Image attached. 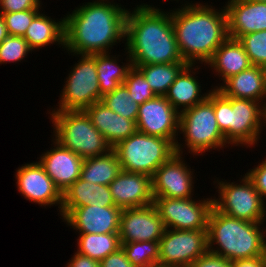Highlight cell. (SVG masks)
I'll return each instance as SVG.
<instances>
[{"mask_svg": "<svg viewBox=\"0 0 266 267\" xmlns=\"http://www.w3.org/2000/svg\"><path fill=\"white\" fill-rule=\"evenodd\" d=\"M127 13L109 0L83 3L64 17V49L73 55L109 53L125 38Z\"/></svg>", "mask_w": 266, "mask_h": 267, "instance_id": "1", "label": "cell"}, {"mask_svg": "<svg viewBox=\"0 0 266 267\" xmlns=\"http://www.w3.org/2000/svg\"><path fill=\"white\" fill-rule=\"evenodd\" d=\"M152 6L141 4L132 13L128 10L124 50L132 65L185 62L178 49L171 11Z\"/></svg>", "mask_w": 266, "mask_h": 267, "instance_id": "2", "label": "cell"}, {"mask_svg": "<svg viewBox=\"0 0 266 267\" xmlns=\"http://www.w3.org/2000/svg\"><path fill=\"white\" fill-rule=\"evenodd\" d=\"M182 5V8L171 10L180 55L187 64L206 65L217 48L229 37L225 7L217 10L212 5L198 2Z\"/></svg>", "mask_w": 266, "mask_h": 267, "instance_id": "3", "label": "cell"}, {"mask_svg": "<svg viewBox=\"0 0 266 267\" xmlns=\"http://www.w3.org/2000/svg\"><path fill=\"white\" fill-rule=\"evenodd\" d=\"M262 224L230 217L212 207L207 225L208 252L229 261L266 255V229L260 228Z\"/></svg>", "mask_w": 266, "mask_h": 267, "instance_id": "4", "label": "cell"}, {"mask_svg": "<svg viewBox=\"0 0 266 267\" xmlns=\"http://www.w3.org/2000/svg\"><path fill=\"white\" fill-rule=\"evenodd\" d=\"M213 87L207 99L214 105L215 117L228 145L254 147L266 126V107L251 99L224 96ZM265 123V124H264Z\"/></svg>", "mask_w": 266, "mask_h": 267, "instance_id": "5", "label": "cell"}, {"mask_svg": "<svg viewBox=\"0 0 266 267\" xmlns=\"http://www.w3.org/2000/svg\"><path fill=\"white\" fill-rule=\"evenodd\" d=\"M54 140L83 159L107 154L112 147L83 110L52 111Z\"/></svg>", "mask_w": 266, "mask_h": 267, "instance_id": "6", "label": "cell"}, {"mask_svg": "<svg viewBox=\"0 0 266 267\" xmlns=\"http://www.w3.org/2000/svg\"><path fill=\"white\" fill-rule=\"evenodd\" d=\"M121 168L127 172L143 173L152 177L155 171L175 152V146L165 138L136 131L112 148Z\"/></svg>", "mask_w": 266, "mask_h": 267, "instance_id": "7", "label": "cell"}, {"mask_svg": "<svg viewBox=\"0 0 266 267\" xmlns=\"http://www.w3.org/2000/svg\"><path fill=\"white\" fill-rule=\"evenodd\" d=\"M179 133L185 138L184 146L195 155L222 149L228 144L218 127L214 105L206 98L202 103L186 109L179 116Z\"/></svg>", "mask_w": 266, "mask_h": 267, "instance_id": "8", "label": "cell"}, {"mask_svg": "<svg viewBox=\"0 0 266 267\" xmlns=\"http://www.w3.org/2000/svg\"><path fill=\"white\" fill-rule=\"evenodd\" d=\"M216 184L219 197H213V207L217 211L253 223H263L266 220V204L246 174L240 184L218 179Z\"/></svg>", "mask_w": 266, "mask_h": 267, "instance_id": "9", "label": "cell"}, {"mask_svg": "<svg viewBox=\"0 0 266 267\" xmlns=\"http://www.w3.org/2000/svg\"><path fill=\"white\" fill-rule=\"evenodd\" d=\"M76 56H80V59L64 82L59 108H54L52 111H84L102 99L96 72V54H76Z\"/></svg>", "mask_w": 266, "mask_h": 267, "instance_id": "10", "label": "cell"}, {"mask_svg": "<svg viewBox=\"0 0 266 267\" xmlns=\"http://www.w3.org/2000/svg\"><path fill=\"white\" fill-rule=\"evenodd\" d=\"M207 252V230L165 229L158 262L165 267H189Z\"/></svg>", "mask_w": 266, "mask_h": 267, "instance_id": "11", "label": "cell"}, {"mask_svg": "<svg viewBox=\"0 0 266 267\" xmlns=\"http://www.w3.org/2000/svg\"><path fill=\"white\" fill-rule=\"evenodd\" d=\"M153 204L166 229L207 230L213 199L154 197Z\"/></svg>", "mask_w": 266, "mask_h": 267, "instance_id": "12", "label": "cell"}, {"mask_svg": "<svg viewBox=\"0 0 266 267\" xmlns=\"http://www.w3.org/2000/svg\"><path fill=\"white\" fill-rule=\"evenodd\" d=\"M179 116L180 113L165 96H156L139 105L137 131L168 139L175 146V152L183 155V145L177 140Z\"/></svg>", "mask_w": 266, "mask_h": 267, "instance_id": "13", "label": "cell"}, {"mask_svg": "<svg viewBox=\"0 0 266 267\" xmlns=\"http://www.w3.org/2000/svg\"><path fill=\"white\" fill-rule=\"evenodd\" d=\"M193 172L183 160L182 154L174 153L152 176L153 196L180 199L192 197Z\"/></svg>", "mask_w": 266, "mask_h": 267, "instance_id": "14", "label": "cell"}, {"mask_svg": "<svg viewBox=\"0 0 266 267\" xmlns=\"http://www.w3.org/2000/svg\"><path fill=\"white\" fill-rule=\"evenodd\" d=\"M15 177L17 189L26 200L45 207L59 205V212H61L63 193L39 162L22 165L16 170Z\"/></svg>", "mask_w": 266, "mask_h": 267, "instance_id": "15", "label": "cell"}, {"mask_svg": "<svg viewBox=\"0 0 266 267\" xmlns=\"http://www.w3.org/2000/svg\"><path fill=\"white\" fill-rule=\"evenodd\" d=\"M165 229L154 204L122 209L119 224L121 243L159 241Z\"/></svg>", "mask_w": 266, "mask_h": 267, "instance_id": "16", "label": "cell"}, {"mask_svg": "<svg viewBox=\"0 0 266 267\" xmlns=\"http://www.w3.org/2000/svg\"><path fill=\"white\" fill-rule=\"evenodd\" d=\"M122 209L85 205L73 208L62 220L79 234L119 233Z\"/></svg>", "mask_w": 266, "mask_h": 267, "instance_id": "17", "label": "cell"}, {"mask_svg": "<svg viewBox=\"0 0 266 267\" xmlns=\"http://www.w3.org/2000/svg\"><path fill=\"white\" fill-rule=\"evenodd\" d=\"M115 206L121 209L144 207L154 202L152 177L122 170L109 185Z\"/></svg>", "mask_w": 266, "mask_h": 267, "instance_id": "18", "label": "cell"}, {"mask_svg": "<svg viewBox=\"0 0 266 267\" xmlns=\"http://www.w3.org/2000/svg\"><path fill=\"white\" fill-rule=\"evenodd\" d=\"M53 149L47 150L40 156L39 163L47 175L63 193L81 176L84 159L75 152L63 147L56 140Z\"/></svg>", "mask_w": 266, "mask_h": 267, "instance_id": "19", "label": "cell"}, {"mask_svg": "<svg viewBox=\"0 0 266 267\" xmlns=\"http://www.w3.org/2000/svg\"><path fill=\"white\" fill-rule=\"evenodd\" d=\"M225 11L230 38L239 40L243 35L266 30V3L228 0Z\"/></svg>", "mask_w": 266, "mask_h": 267, "instance_id": "20", "label": "cell"}, {"mask_svg": "<svg viewBox=\"0 0 266 267\" xmlns=\"http://www.w3.org/2000/svg\"><path fill=\"white\" fill-rule=\"evenodd\" d=\"M84 111L112 148L137 131L135 120L118 115L101 101L88 106Z\"/></svg>", "mask_w": 266, "mask_h": 267, "instance_id": "21", "label": "cell"}, {"mask_svg": "<svg viewBox=\"0 0 266 267\" xmlns=\"http://www.w3.org/2000/svg\"><path fill=\"white\" fill-rule=\"evenodd\" d=\"M215 86L224 96L251 99L264 103L266 107V68L252 65Z\"/></svg>", "mask_w": 266, "mask_h": 267, "instance_id": "22", "label": "cell"}, {"mask_svg": "<svg viewBox=\"0 0 266 267\" xmlns=\"http://www.w3.org/2000/svg\"><path fill=\"white\" fill-rule=\"evenodd\" d=\"M94 205L101 207L115 206L109 186L93 184L79 178L63 192L60 215L63 219L73 208Z\"/></svg>", "mask_w": 266, "mask_h": 267, "instance_id": "23", "label": "cell"}, {"mask_svg": "<svg viewBox=\"0 0 266 267\" xmlns=\"http://www.w3.org/2000/svg\"><path fill=\"white\" fill-rule=\"evenodd\" d=\"M223 82L229 77L249 69L252 64L238 39L228 37L206 63Z\"/></svg>", "mask_w": 266, "mask_h": 267, "instance_id": "24", "label": "cell"}, {"mask_svg": "<svg viewBox=\"0 0 266 267\" xmlns=\"http://www.w3.org/2000/svg\"><path fill=\"white\" fill-rule=\"evenodd\" d=\"M194 67L195 65L188 64L176 77L165 95L166 99L179 113L202 103L209 94V91L200 94L202 93L201 84L198 82V78L193 76L196 74V69L200 68L198 66H196L197 68Z\"/></svg>", "mask_w": 266, "mask_h": 267, "instance_id": "25", "label": "cell"}, {"mask_svg": "<svg viewBox=\"0 0 266 267\" xmlns=\"http://www.w3.org/2000/svg\"><path fill=\"white\" fill-rule=\"evenodd\" d=\"M64 31V17L56 22L55 19L39 13L27 28L23 38L32 51L55 43L61 44L64 48Z\"/></svg>", "mask_w": 266, "mask_h": 267, "instance_id": "26", "label": "cell"}, {"mask_svg": "<svg viewBox=\"0 0 266 267\" xmlns=\"http://www.w3.org/2000/svg\"><path fill=\"white\" fill-rule=\"evenodd\" d=\"M121 171L118 156L112 149L107 154L85 158L80 178L93 184L109 186Z\"/></svg>", "mask_w": 266, "mask_h": 267, "instance_id": "27", "label": "cell"}, {"mask_svg": "<svg viewBox=\"0 0 266 267\" xmlns=\"http://www.w3.org/2000/svg\"><path fill=\"white\" fill-rule=\"evenodd\" d=\"M126 53L128 63L126 65L123 64V66L118 64V57L110 55V52L96 53V72L102 96L113 92L126 79L129 69L133 66L130 55L128 52Z\"/></svg>", "mask_w": 266, "mask_h": 267, "instance_id": "28", "label": "cell"}, {"mask_svg": "<svg viewBox=\"0 0 266 267\" xmlns=\"http://www.w3.org/2000/svg\"><path fill=\"white\" fill-rule=\"evenodd\" d=\"M187 65L186 62H174L167 64L139 65L135 67L143 73L147 83L156 96H165L171 84Z\"/></svg>", "mask_w": 266, "mask_h": 267, "instance_id": "29", "label": "cell"}, {"mask_svg": "<svg viewBox=\"0 0 266 267\" xmlns=\"http://www.w3.org/2000/svg\"><path fill=\"white\" fill-rule=\"evenodd\" d=\"M78 238L76 252L99 262L121 248L119 233L79 234Z\"/></svg>", "mask_w": 266, "mask_h": 267, "instance_id": "30", "label": "cell"}, {"mask_svg": "<svg viewBox=\"0 0 266 267\" xmlns=\"http://www.w3.org/2000/svg\"><path fill=\"white\" fill-rule=\"evenodd\" d=\"M121 247L134 267L154 264L159 260V241L121 243Z\"/></svg>", "mask_w": 266, "mask_h": 267, "instance_id": "31", "label": "cell"}, {"mask_svg": "<svg viewBox=\"0 0 266 267\" xmlns=\"http://www.w3.org/2000/svg\"><path fill=\"white\" fill-rule=\"evenodd\" d=\"M101 102L118 115L137 120L139 104L130 96L124 84H121L113 92L103 95Z\"/></svg>", "mask_w": 266, "mask_h": 267, "instance_id": "32", "label": "cell"}, {"mask_svg": "<svg viewBox=\"0 0 266 267\" xmlns=\"http://www.w3.org/2000/svg\"><path fill=\"white\" fill-rule=\"evenodd\" d=\"M123 84L128 89L130 96L139 105L156 97L143 73L135 66L129 69Z\"/></svg>", "mask_w": 266, "mask_h": 267, "instance_id": "33", "label": "cell"}, {"mask_svg": "<svg viewBox=\"0 0 266 267\" xmlns=\"http://www.w3.org/2000/svg\"><path fill=\"white\" fill-rule=\"evenodd\" d=\"M239 41L251 64L266 68V30L243 35Z\"/></svg>", "mask_w": 266, "mask_h": 267, "instance_id": "34", "label": "cell"}, {"mask_svg": "<svg viewBox=\"0 0 266 267\" xmlns=\"http://www.w3.org/2000/svg\"><path fill=\"white\" fill-rule=\"evenodd\" d=\"M32 52L23 36L9 35L0 43V64L21 62Z\"/></svg>", "mask_w": 266, "mask_h": 267, "instance_id": "35", "label": "cell"}, {"mask_svg": "<svg viewBox=\"0 0 266 267\" xmlns=\"http://www.w3.org/2000/svg\"><path fill=\"white\" fill-rule=\"evenodd\" d=\"M40 9H30L20 12L0 13L3 16L7 31L12 36H24Z\"/></svg>", "mask_w": 266, "mask_h": 267, "instance_id": "36", "label": "cell"}, {"mask_svg": "<svg viewBox=\"0 0 266 267\" xmlns=\"http://www.w3.org/2000/svg\"><path fill=\"white\" fill-rule=\"evenodd\" d=\"M40 0H0V13L41 9Z\"/></svg>", "mask_w": 266, "mask_h": 267, "instance_id": "37", "label": "cell"}, {"mask_svg": "<svg viewBox=\"0 0 266 267\" xmlns=\"http://www.w3.org/2000/svg\"><path fill=\"white\" fill-rule=\"evenodd\" d=\"M252 181L255 189L259 192L262 199H266V159L256 167L245 173ZM265 198V199H264Z\"/></svg>", "mask_w": 266, "mask_h": 267, "instance_id": "38", "label": "cell"}, {"mask_svg": "<svg viewBox=\"0 0 266 267\" xmlns=\"http://www.w3.org/2000/svg\"><path fill=\"white\" fill-rule=\"evenodd\" d=\"M189 267H233L232 261H229L222 256H218L207 252L205 255L198 258Z\"/></svg>", "mask_w": 266, "mask_h": 267, "instance_id": "39", "label": "cell"}, {"mask_svg": "<svg viewBox=\"0 0 266 267\" xmlns=\"http://www.w3.org/2000/svg\"><path fill=\"white\" fill-rule=\"evenodd\" d=\"M99 263L100 267H134L127 259L122 247L119 248L117 251L109 254Z\"/></svg>", "mask_w": 266, "mask_h": 267, "instance_id": "40", "label": "cell"}, {"mask_svg": "<svg viewBox=\"0 0 266 267\" xmlns=\"http://www.w3.org/2000/svg\"><path fill=\"white\" fill-rule=\"evenodd\" d=\"M66 267H100L99 261L76 252Z\"/></svg>", "mask_w": 266, "mask_h": 267, "instance_id": "41", "label": "cell"}, {"mask_svg": "<svg viewBox=\"0 0 266 267\" xmlns=\"http://www.w3.org/2000/svg\"><path fill=\"white\" fill-rule=\"evenodd\" d=\"M233 267H266V255L232 261Z\"/></svg>", "mask_w": 266, "mask_h": 267, "instance_id": "42", "label": "cell"}, {"mask_svg": "<svg viewBox=\"0 0 266 267\" xmlns=\"http://www.w3.org/2000/svg\"><path fill=\"white\" fill-rule=\"evenodd\" d=\"M9 36L2 14H0V43Z\"/></svg>", "mask_w": 266, "mask_h": 267, "instance_id": "43", "label": "cell"}, {"mask_svg": "<svg viewBox=\"0 0 266 267\" xmlns=\"http://www.w3.org/2000/svg\"><path fill=\"white\" fill-rule=\"evenodd\" d=\"M141 267H165L162 264H160L159 262L154 263V264H150V265H146V266H141Z\"/></svg>", "mask_w": 266, "mask_h": 267, "instance_id": "44", "label": "cell"}, {"mask_svg": "<svg viewBox=\"0 0 266 267\" xmlns=\"http://www.w3.org/2000/svg\"><path fill=\"white\" fill-rule=\"evenodd\" d=\"M253 1L266 3V0H253Z\"/></svg>", "mask_w": 266, "mask_h": 267, "instance_id": "45", "label": "cell"}]
</instances>
